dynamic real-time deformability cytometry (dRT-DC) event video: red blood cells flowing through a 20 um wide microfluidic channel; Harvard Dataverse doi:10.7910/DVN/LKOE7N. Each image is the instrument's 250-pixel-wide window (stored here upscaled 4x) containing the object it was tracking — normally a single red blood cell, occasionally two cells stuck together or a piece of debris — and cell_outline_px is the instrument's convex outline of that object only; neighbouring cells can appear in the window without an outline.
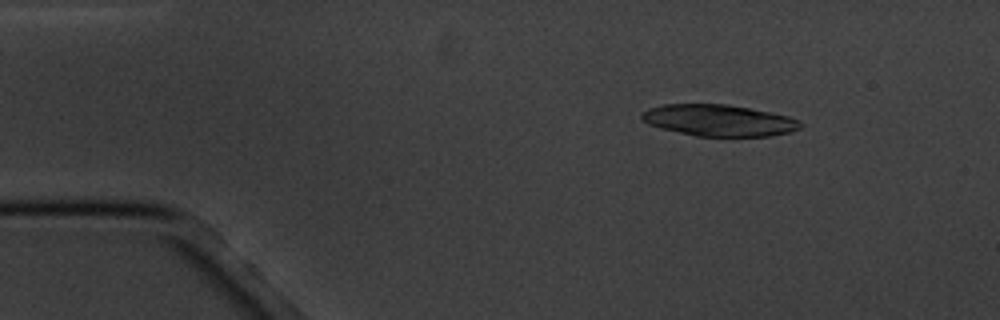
{"species": "common noctule bat (a hibernating species)", "species_latin": "Nyctalus noctula", "temperature_condition": "cold", "stored_images_in_passage": 5, "camera_frame_rate_fps": 3000, "um_per_image_px": 0.085, "animal": {"sex": "male", "body_mass_g": 20.1, "forearm_length_mm": 53.5}, "frame": {"image": 1, "passage_image": 3, "time_ms": 2.333, "image_size_px": [1000, 320], "cell_outline_px": [[804, 124], [800, 128], [792, 132], [772, 136], [696, 136], [660, 128], [648, 124], [640, 116], [640, 112], [648, 108], [664, 104], [728, 104], [788, 116], [800, 120]], "centroid_in_image_um": [61.11, 10.23], "position_along_channel_um": 23.9, "area_um2": 29.25}}